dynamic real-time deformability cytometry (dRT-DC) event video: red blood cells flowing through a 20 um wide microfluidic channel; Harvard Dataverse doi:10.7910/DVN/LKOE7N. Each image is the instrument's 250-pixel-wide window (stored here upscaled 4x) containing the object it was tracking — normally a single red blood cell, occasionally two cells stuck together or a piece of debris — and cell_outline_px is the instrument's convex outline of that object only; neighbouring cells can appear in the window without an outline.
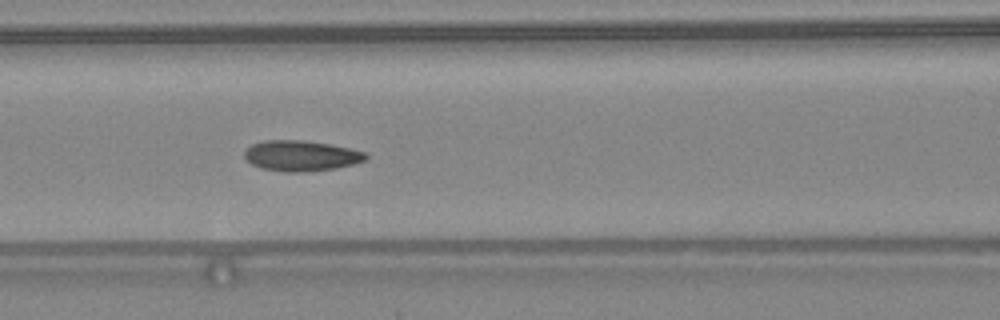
{"species": "common noctule bat (a hibernating species)", "species_latin": "Nyctalus noctula", "temperature_condition": "warm", "stored_images_in_passage": 25, "camera_frame_rate_fps": 3000, "um_per_image_px": 0.085, "animal": {"sex": "female", "body_mass_g": 24.6, "forearm_length_mm": 56.2}, "frame": {"image": 1, "passage_image": 11, "time_ms": 3.333, "image_size_px": [1000, 320], "cell_outline_px": [[368, 156], [364, 160], [352, 164], [336, 168], [304, 172], [284, 172], [260, 168], [252, 164], [244, 156], [244, 152], [252, 144], [264, 140], [300, 140], [328, 144], [348, 148], [364, 152]], "centroid_in_image_um": [25.55, 13.24], "position_along_channel_um": 141.0, "area_um2": 21.39}}